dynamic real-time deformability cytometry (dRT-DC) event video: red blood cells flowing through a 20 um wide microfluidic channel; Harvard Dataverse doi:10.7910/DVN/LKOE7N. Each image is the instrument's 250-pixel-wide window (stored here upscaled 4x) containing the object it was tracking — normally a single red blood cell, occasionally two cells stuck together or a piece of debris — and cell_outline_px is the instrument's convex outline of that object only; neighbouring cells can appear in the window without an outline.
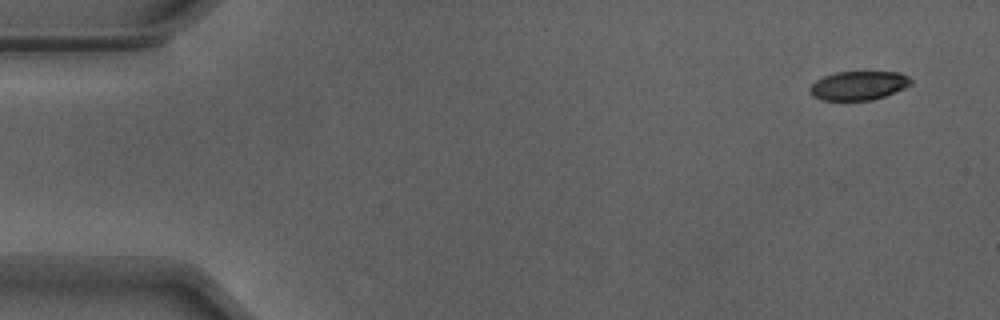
{"species": "Egyptian fruit bat (a non-hibernating species)", "species_latin": "Rousettus aegyptiacus", "temperature_condition": "warm", "stored_images_in_passage": 3, "camera_frame_rate_fps": 3000, "um_per_image_px": 0.085, "animal": {"sex": "male"}, "frame": {"image": 1, "passage_image": 1, "time_ms": 0.0, "image_size_px": [1000, 320], "cell_outline_px": [[912, 84], [904, 88], [884, 96], [872, 100], [820, 100], [812, 96], [808, 88], [816, 80], [824, 76], [836, 72], [900, 72], [908, 76], [912, 80]], "centroid_in_image_um": [72.96, 7.27], "position_along_channel_um": 12.0, "area_um2": 17.05}}